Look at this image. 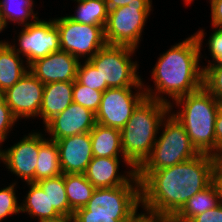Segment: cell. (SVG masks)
<instances>
[{"instance_id":"obj_1","label":"cell","mask_w":222,"mask_h":222,"mask_svg":"<svg viewBox=\"0 0 222 222\" xmlns=\"http://www.w3.org/2000/svg\"><path fill=\"white\" fill-rule=\"evenodd\" d=\"M216 157L200 153L160 170H136L141 207L146 213L173 217L192 196L215 180Z\"/></svg>"},{"instance_id":"obj_2","label":"cell","mask_w":222,"mask_h":222,"mask_svg":"<svg viewBox=\"0 0 222 222\" xmlns=\"http://www.w3.org/2000/svg\"><path fill=\"white\" fill-rule=\"evenodd\" d=\"M204 35V30H200L186 40L176 43L158 58L152 70L155 92L144 87L146 97L165 102L171 109V102L166 97L163 98L161 93L174 101L203 86V67L198 64Z\"/></svg>"},{"instance_id":"obj_3","label":"cell","mask_w":222,"mask_h":222,"mask_svg":"<svg viewBox=\"0 0 222 222\" xmlns=\"http://www.w3.org/2000/svg\"><path fill=\"white\" fill-rule=\"evenodd\" d=\"M170 105L145 97L134 109L121 130V148L126 159L136 170L151 155L163 118Z\"/></svg>"},{"instance_id":"obj_4","label":"cell","mask_w":222,"mask_h":222,"mask_svg":"<svg viewBox=\"0 0 222 222\" xmlns=\"http://www.w3.org/2000/svg\"><path fill=\"white\" fill-rule=\"evenodd\" d=\"M175 104L182 109L172 115L184 125L193 146L199 153L215 156V119L221 103L202 86Z\"/></svg>"},{"instance_id":"obj_5","label":"cell","mask_w":222,"mask_h":222,"mask_svg":"<svg viewBox=\"0 0 222 222\" xmlns=\"http://www.w3.org/2000/svg\"><path fill=\"white\" fill-rule=\"evenodd\" d=\"M169 114H171V110L161 122L160 126L165 128L160 137L156 139L151 155L137 170L164 169L200 154L191 143L184 125L172 114Z\"/></svg>"},{"instance_id":"obj_6","label":"cell","mask_w":222,"mask_h":222,"mask_svg":"<svg viewBox=\"0 0 222 222\" xmlns=\"http://www.w3.org/2000/svg\"><path fill=\"white\" fill-rule=\"evenodd\" d=\"M135 48L106 44L89 61L101 76V91L115 87H143L136 73L138 64L130 58Z\"/></svg>"},{"instance_id":"obj_7","label":"cell","mask_w":222,"mask_h":222,"mask_svg":"<svg viewBox=\"0 0 222 222\" xmlns=\"http://www.w3.org/2000/svg\"><path fill=\"white\" fill-rule=\"evenodd\" d=\"M152 3H131L108 12L104 27L106 44L137 49Z\"/></svg>"},{"instance_id":"obj_8","label":"cell","mask_w":222,"mask_h":222,"mask_svg":"<svg viewBox=\"0 0 222 222\" xmlns=\"http://www.w3.org/2000/svg\"><path fill=\"white\" fill-rule=\"evenodd\" d=\"M140 204V181L136 174L125 185L96 188L85 208L89 215L137 216Z\"/></svg>"},{"instance_id":"obj_9","label":"cell","mask_w":222,"mask_h":222,"mask_svg":"<svg viewBox=\"0 0 222 222\" xmlns=\"http://www.w3.org/2000/svg\"><path fill=\"white\" fill-rule=\"evenodd\" d=\"M59 32L60 48L80 58L91 59L106 45L104 26L78 23L68 16L54 19Z\"/></svg>"},{"instance_id":"obj_10","label":"cell","mask_w":222,"mask_h":222,"mask_svg":"<svg viewBox=\"0 0 222 222\" xmlns=\"http://www.w3.org/2000/svg\"><path fill=\"white\" fill-rule=\"evenodd\" d=\"M132 88H138L133 94ZM142 90V91H141ZM146 97L143 87H115L106 89L96 113V123L122 130L134 109Z\"/></svg>"},{"instance_id":"obj_11","label":"cell","mask_w":222,"mask_h":222,"mask_svg":"<svg viewBox=\"0 0 222 222\" xmlns=\"http://www.w3.org/2000/svg\"><path fill=\"white\" fill-rule=\"evenodd\" d=\"M18 41L19 48L12 47L18 55H23L27 59L26 66L50 53L61 50L59 32L54 19L48 22L37 19L34 23L27 24L19 32Z\"/></svg>"},{"instance_id":"obj_12","label":"cell","mask_w":222,"mask_h":222,"mask_svg":"<svg viewBox=\"0 0 222 222\" xmlns=\"http://www.w3.org/2000/svg\"><path fill=\"white\" fill-rule=\"evenodd\" d=\"M44 84L28 71L5 91V102L16 119L40 117Z\"/></svg>"},{"instance_id":"obj_13","label":"cell","mask_w":222,"mask_h":222,"mask_svg":"<svg viewBox=\"0 0 222 222\" xmlns=\"http://www.w3.org/2000/svg\"><path fill=\"white\" fill-rule=\"evenodd\" d=\"M45 138L40 132L29 133L18 143L2 151V161L13 174L27 182H35L39 144Z\"/></svg>"},{"instance_id":"obj_14","label":"cell","mask_w":222,"mask_h":222,"mask_svg":"<svg viewBox=\"0 0 222 222\" xmlns=\"http://www.w3.org/2000/svg\"><path fill=\"white\" fill-rule=\"evenodd\" d=\"M95 125L96 114L72 102L45 125V130L51 135L49 139L56 141L67 136L90 132Z\"/></svg>"},{"instance_id":"obj_15","label":"cell","mask_w":222,"mask_h":222,"mask_svg":"<svg viewBox=\"0 0 222 222\" xmlns=\"http://www.w3.org/2000/svg\"><path fill=\"white\" fill-rule=\"evenodd\" d=\"M79 60L66 51H56L35 60L29 71L44 85L52 82H74Z\"/></svg>"},{"instance_id":"obj_16","label":"cell","mask_w":222,"mask_h":222,"mask_svg":"<svg viewBox=\"0 0 222 222\" xmlns=\"http://www.w3.org/2000/svg\"><path fill=\"white\" fill-rule=\"evenodd\" d=\"M63 174H84L93 158L90 132L56 140Z\"/></svg>"},{"instance_id":"obj_17","label":"cell","mask_w":222,"mask_h":222,"mask_svg":"<svg viewBox=\"0 0 222 222\" xmlns=\"http://www.w3.org/2000/svg\"><path fill=\"white\" fill-rule=\"evenodd\" d=\"M119 162V158L93 157L84 174L95 188L125 185L136 175V169H131L126 176L120 175L117 173Z\"/></svg>"},{"instance_id":"obj_18","label":"cell","mask_w":222,"mask_h":222,"mask_svg":"<svg viewBox=\"0 0 222 222\" xmlns=\"http://www.w3.org/2000/svg\"><path fill=\"white\" fill-rule=\"evenodd\" d=\"M74 82H52L44 85L40 117L47 124L73 102Z\"/></svg>"},{"instance_id":"obj_19","label":"cell","mask_w":222,"mask_h":222,"mask_svg":"<svg viewBox=\"0 0 222 222\" xmlns=\"http://www.w3.org/2000/svg\"><path fill=\"white\" fill-rule=\"evenodd\" d=\"M93 157H112L123 156V162L135 169L126 159L121 148V131L115 128L96 123L90 131Z\"/></svg>"},{"instance_id":"obj_20","label":"cell","mask_w":222,"mask_h":222,"mask_svg":"<svg viewBox=\"0 0 222 222\" xmlns=\"http://www.w3.org/2000/svg\"><path fill=\"white\" fill-rule=\"evenodd\" d=\"M221 202V192L214 180L208 187L187 200L185 205L173 217L182 222H190L196 215L215 208Z\"/></svg>"},{"instance_id":"obj_21","label":"cell","mask_w":222,"mask_h":222,"mask_svg":"<svg viewBox=\"0 0 222 222\" xmlns=\"http://www.w3.org/2000/svg\"><path fill=\"white\" fill-rule=\"evenodd\" d=\"M28 68V69H27ZM29 66L23 65V59L9 42L0 41V90L6 91L18 82L27 72Z\"/></svg>"},{"instance_id":"obj_22","label":"cell","mask_w":222,"mask_h":222,"mask_svg":"<svg viewBox=\"0 0 222 222\" xmlns=\"http://www.w3.org/2000/svg\"><path fill=\"white\" fill-rule=\"evenodd\" d=\"M30 187L23 204L21 203V212H27L31 217H38L39 221L52 219L60 214L50 204L48 195L37 182H27Z\"/></svg>"},{"instance_id":"obj_23","label":"cell","mask_w":222,"mask_h":222,"mask_svg":"<svg viewBox=\"0 0 222 222\" xmlns=\"http://www.w3.org/2000/svg\"><path fill=\"white\" fill-rule=\"evenodd\" d=\"M35 170V182L63 174L56 141L44 139L39 144V154Z\"/></svg>"},{"instance_id":"obj_24","label":"cell","mask_w":222,"mask_h":222,"mask_svg":"<svg viewBox=\"0 0 222 222\" xmlns=\"http://www.w3.org/2000/svg\"><path fill=\"white\" fill-rule=\"evenodd\" d=\"M66 195L73 212L86 206L95 191L85 174H64Z\"/></svg>"},{"instance_id":"obj_25","label":"cell","mask_w":222,"mask_h":222,"mask_svg":"<svg viewBox=\"0 0 222 222\" xmlns=\"http://www.w3.org/2000/svg\"><path fill=\"white\" fill-rule=\"evenodd\" d=\"M78 3L75 15L68 16L75 22L88 25H106L108 7L106 0H75Z\"/></svg>"},{"instance_id":"obj_26","label":"cell","mask_w":222,"mask_h":222,"mask_svg":"<svg viewBox=\"0 0 222 222\" xmlns=\"http://www.w3.org/2000/svg\"><path fill=\"white\" fill-rule=\"evenodd\" d=\"M50 199V204L60 215H73L66 195L64 174L37 182Z\"/></svg>"},{"instance_id":"obj_27","label":"cell","mask_w":222,"mask_h":222,"mask_svg":"<svg viewBox=\"0 0 222 222\" xmlns=\"http://www.w3.org/2000/svg\"><path fill=\"white\" fill-rule=\"evenodd\" d=\"M33 1L34 0H0V11L6 24H8V21H13L23 26L34 23L38 19L36 16L38 13L36 12L35 14L33 11ZM31 17L35 20H33V22H27L29 19H32Z\"/></svg>"},{"instance_id":"obj_28","label":"cell","mask_w":222,"mask_h":222,"mask_svg":"<svg viewBox=\"0 0 222 222\" xmlns=\"http://www.w3.org/2000/svg\"><path fill=\"white\" fill-rule=\"evenodd\" d=\"M102 94V91L90 89L89 87L80 84L77 80L74 81L73 102L80 104L95 114L100 107Z\"/></svg>"},{"instance_id":"obj_29","label":"cell","mask_w":222,"mask_h":222,"mask_svg":"<svg viewBox=\"0 0 222 222\" xmlns=\"http://www.w3.org/2000/svg\"><path fill=\"white\" fill-rule=\"evenodd\" d=\"M76 80L90 89L101 91V76L89 60H85L82 65L79 62Z\"/></svg>"},{"instance_id":"obj_30","label":"cell","mask_w":222,"mask_h":222,"mask_svg":"<svg viewBox=\"0 0 222 222\" xmlns=\"http://www.w3.org/2000/svg\"><path fill=\"white\" fill-rule=\"evenodd\" d=\"M15 185L16 183H13L0 190V222L8 215L19 214L21 212V205L17 203L14 190Z\"/></svg>"},{"instance_id":"obj_31","label":"cell","mask_w":222,"mask_h":222,"mask_svg":"<svg viewBox=\"0 0 222 222\" xmlns=\"http://www.w3.org/2000/svg\"><path fill=\"white\" fill-rule=\"evenodd\" d=\"M203 86L222 103V67H204Z\"/></svg>"},{"instance_id":"obj_32","label":"cell","mask_w":222,"mask_h":222,"mask_svg":"<svg viewBox=\"0 0 222 222\" xmlns=\"http://www.w3.org/2000/svg\"><path fill=\"white\" fill-rule=\"evenodd\" d=\"M75 222H132L136 216H102L89 215V211L83 207L73 213Z\"/></svg>"},{"instance_id":"obj_33","label":"cell","mask_w":222,"mask_h":222,"mask_svg":"<svg viewBox=\"0 0 222 222\" xmlns=\"http://www.w3.org/2000/svg\"><path fill=\"white\" fill-rule=\"evenodd\" d=\"M213 28L215 32L211 34L207 44L214 63L209 60L205 67H222V27Z\"/></svg>"},{"instance_id":"obj_34","label":"cell","mask_w":222,"mask_h":222,"mask_svg":"<svg viewBox=\"0 0 222 222\" xmlns=\"http://www.w3.org/2000/svg\"><path fill=\"white\" fill-rule=\"evenodd\" d=\"M17 122V119L13 116L10 108L6 105V102H4L2 105H0V141L3 143L6 136L11 130L10 128H13L12 126Z\"/></svg>"},{"instance_id":"obj_35","label":"cell","mask_w":222,"mask_h":222,"mask_svg":"<svg viewBox=\"0 0 222 222\" xmlns=\"http://www.w3.org/2000/svg\"><path fill=\"white\" fill-rule=\"evenodd\" d=\"M190 222H222V202L215 208L196 215Z\"/></svg>"},{"instance_id":"obj_36","label":"cell","mask_w":222,"mask_h":222,"mask_svg":"<svg viewBox=\"0 0 222 222\" xmlns=\"http://www.w3.org/2000/svg\"><path fill=\"white\" fill-rule=\"evenodd\" d=\"M222 155V103L215 119V157Z\"/></svg>"},{"instance_id":"obj_37","label":"cell","mask_w":222,"mask_h":222,"mask_svg":"<svg viewBox=\"0 0 222 222\" xmlns=\"http://www.w3.org/2000/svg\"><path fill=\"white\" fill-rule=\"evenodd\" d=\"M213 27H222V0H210Z\"/></svg>"},{"instance_id":"obj_38","label":"cell","mask_w":222,"mask_h":222,"mask_svg":"<svg viewBox=\"0 0 222 222\" xmlns=\"http://www.w3.org/2000/svg\"><path fill=\"white\" fill-rule=\"evenodd\" d=\"M151 0H106L108 10L126 6L131 3H151Z\"/></svg>"},{"instance_id":"obj_39","label":"cell","mask_w":222,"mask_h":222,"mask_svg":"<svg viewBox=\"0 0 222 222\" xmlns=\"http://www.w3.org/2000/svg\"><path fill=\"white\" fill-rule=\"evenodd\" d=\"M132 222H164V216L141 213L133 219Z\"/></svg>"},{"instance_id":"obj_40","label":"cell","mask_w":222,"mask_h":222,"mask_svg":"<svg viewBox=\"0 0 222 222\" xmlns=\"http://www.w3.org/2000/svg\"><path fill=\"white\" fill-rule=\"evenodd\" d=\"M215 181L217 182L222 196V155L216 157Z\"/></svg>"},{"instance_id":"obj_41","label":"cell","mask_w":222,"mask_h":222,"mask_svg":"<svg viewBox=\"0 0 222 222\" xmlns=\"http://www.w3.org/2000/svg\"><path fill=\"white\" fill-rule=\"evenodd\" d=\"M39 222H75L73 215H60L56 218L46 219Z\"/></svg>"},{"instance_id":"obj_42","label":"cell","mask_w":222,"mask_h":222,"mask_svg":"<svg viewBox=\"0 0 222 222\" xmlns=\"http://www.w3.org/2000/svg\"><path fill=\"white\" fill-rule=\"evenodd\" d=\"M7 26L4 17L1 14L0 11V32H2L4 30V28Z\"/></svg>"},{"instance_id":"obj_43","label":"cell","mask_w":222,"mask_h":222,"mask_svg":"<svg viewBox=\"0 0 222 222\" xmlns=\"http://www.w3.org/2000/svg\"><path fill=\"white\" fill-rule=\"evenodd\" d=\"M164 222H182V221H179V220H177V219L174 218V217L164 216Z\"/></svg>"},{"instance_id":"obj_44","label":"cell","mask_w":222,"mask_h":222,"mask_svg":"<svg viewBox=\"0 0 222 222\" xmlns=\"http://www.w3.org/2000/svg\"><path fill=\"white\" fill-rule=\"evenodd\" d=\"M5 102V92L0 90V105Z\"/></svg>"},{"instance_id":"obj_45","label":"cell","mask_w":222,"mask_h":222,"mask_svg":"<svg viewBox=\"0 0 222 222\" xmlns=\"http://www.w3.org/2000/svg\"><path fill=\"white\" fill-rule=\"evenodd\" d=\"M1 143H2V142L0 141V145H2ZM2 151H3V150H2L1 147H0V160H2Z\"/></svg>"}]
</instances>
